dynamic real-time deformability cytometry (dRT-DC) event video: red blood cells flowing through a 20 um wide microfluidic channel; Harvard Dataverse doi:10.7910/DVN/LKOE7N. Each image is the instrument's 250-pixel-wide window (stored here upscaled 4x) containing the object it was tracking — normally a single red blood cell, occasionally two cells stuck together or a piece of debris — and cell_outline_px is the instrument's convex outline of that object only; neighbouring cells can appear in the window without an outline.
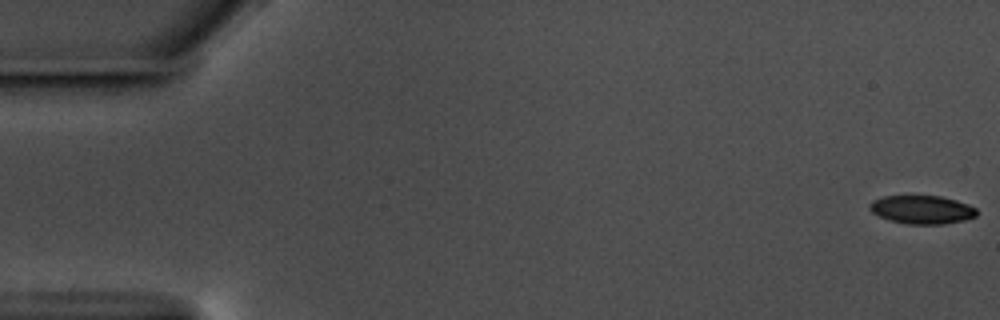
{"species": "common noctule bat (a hibernating species)", "species_latin": "Nyctalus noctula", "temperature_condition": "warm", "stored_images_in_passage": 58, "camera_frame_rate_fps": 3000, "um_per_image_px": 0.085, "animal": {"sex": "male", "body_mass_g": 17.5, "forearm_length_mm": 52.3}, "frame": {"image": 1, "passage_image": 1, "time_ms": 0.0, "image_size_px": [1000, 320], "cell_outline_px": [[976, 216], [964, 220], [944, 224], [908, 224], [888, 220], [872, 212], [868, 208], [868, 204], [872, 200], [884, 196], [940, 196], [956, 200], [968, 204], [976, 208]], "centroid_in_image_um": [78.34, 17.82], "position_along_channel_um": 6.7, "area_um2": 17.74}}
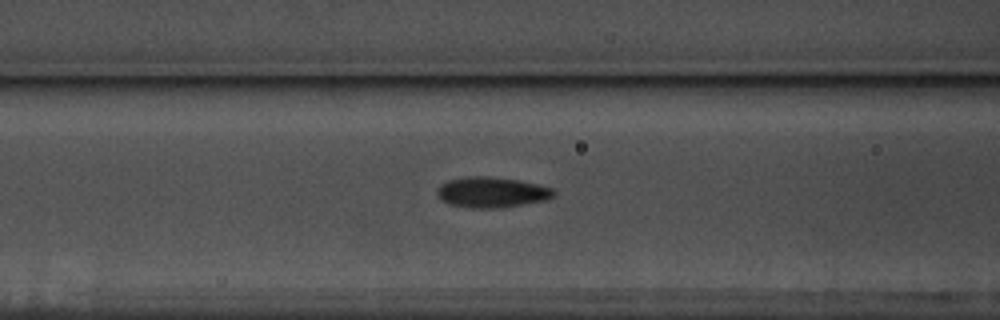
{"frame": {"image": 2, "passage_image": 24, "time_ms": 7.667, "image_size_px": [1000, 320], "cell_outline_px": [[556, 192], [552, 196], [544, 200], [500, 208], [472, 208], [448, 204], [440, 200], [436, 192], [440, 184], [448, 180], [468, 176], [488, 176], [520, 180], [552, 188]], "centroid_in_image_um": [41.74, 16.34], "position_along_channel_um": 124.9, "area_um2": 20.75}}
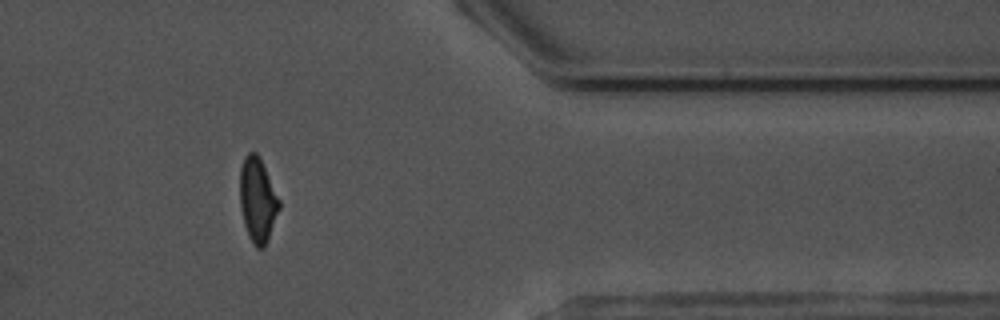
{"frame": {"image": 3, "passage_image": 48, "time_ms": 15.667, "image_size_px": [1000, 320], "cell_outline_px": [[280, 208], [268, 240], [264, 248], [256, 248], [248, 236], [244, 224], [240, 208], [240, 168], [244, 156], [248, 152], [256, 152], [260, 156], [280, 200]], "centroid_in_image_um": [21.9, 16.98], "position_along_channel_um": 389.5, "area_um2": 19.59}, "authors_computed_cell_mechanics": {"area_um2": 19.4497, "velocity_mm_per_s": 3.5647, "shape_relaxation_time_tau1_ms": 4.7322, "shape_relaxation_time_tau2_ms": 1.8167, "deformation_change_tau1": 0.1726, "deformation_change_tau2": 0.0781}}